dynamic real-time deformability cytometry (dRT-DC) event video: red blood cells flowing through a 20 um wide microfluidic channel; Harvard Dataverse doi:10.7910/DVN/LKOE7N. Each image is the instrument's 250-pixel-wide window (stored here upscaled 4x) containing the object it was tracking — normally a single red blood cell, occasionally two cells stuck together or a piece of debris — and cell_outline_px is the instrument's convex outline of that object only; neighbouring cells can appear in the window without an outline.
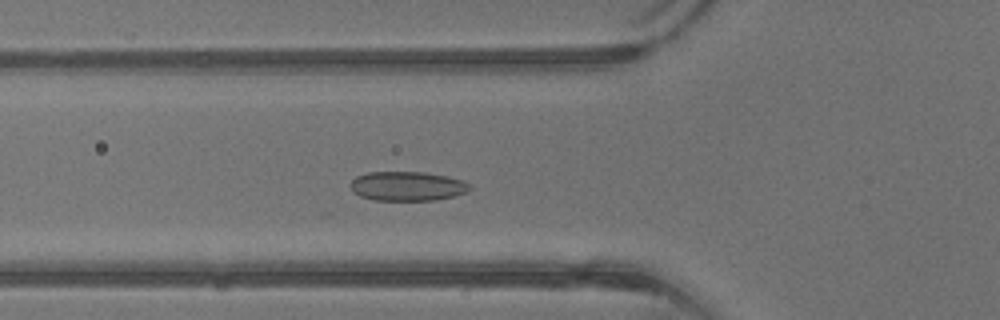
{"species": "common noctule bat (a hibernating species)", "species_latin": "Nyctalus noctula", "temperature_condition": "warm", "stored_images_in_passage": 41, "camera_frame_rate_fps": 3000, "um_per_image_px": 0.085, "animal": {"sex": "male", "body_mass_g": 13.3}, "frame": {"image": 1, "passage_image": 14, "time_ms": 4.333, "image_size_px": [1000, 320], "cell_outline_px": [[472, 188], [464, 192], [452, 196], [436, 200], [376, 200], [360, 196], [348, 184], [356, 176], [368, 172], [424, 172], [448, 176], [464, 180], [472, 184]], "centroid_in_image_um": [34.65, 15.81], "position_along_channel_um": 91.2, "area_um2": 20.4}}
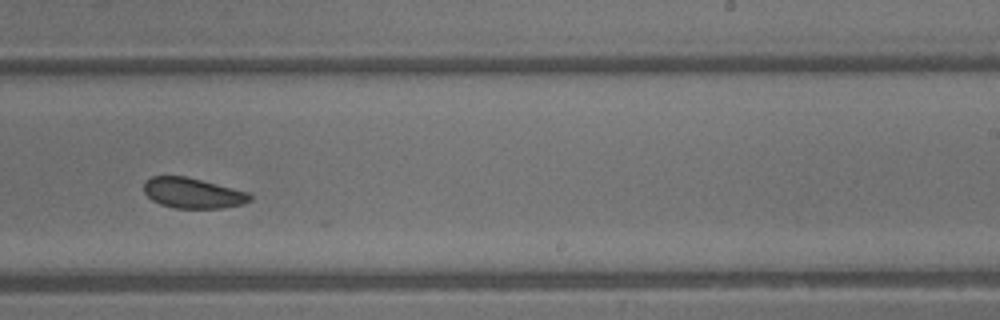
{"frame": {"image": 2, "passage_image": 25, "time_ms": 8.0, "image_size_px": [1000, 320], "cell_outline_px": [[252, 200], [244, 204], [224, 208], [176, 208], [160, 204], [152, 200], [144, 192], [144, 180], [152, 176], [184, 176], [248, 192], [252, 196]], "centroid_in_image_um": [16.38, 16.42], "position_along_channel_um": 272.6, "area_um2": 18.73}}
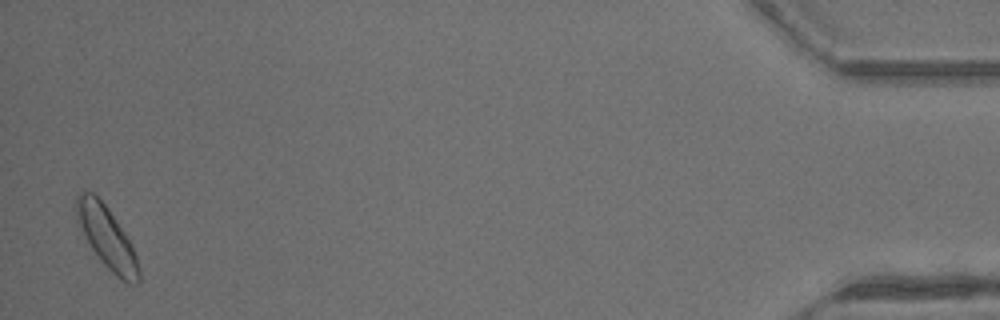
{"frame": {"image": 3, "passage_image": 40, "time_ms": 13.0, "image_size_px": [1000, 320], "cell_outline_px": [[140, 280], [136, 284], [128, 284], [116, 276], [104, 264], [92, 248], [72, 208], [76, 192], [92, 192], [104, 204], [116, 220], [132, 244], [136, 256], [140, 272]], "centroid_in_image_um": [9.07, 20.16], "position_along_channel_um": 426.1, "area_um2": 22.2}, "authors_computed_cell_mechanics": {"area_um2": 20.3456, "velocity_mm_per_s": 4.9545, "shape_relaxation_time_tau1_ms": 1.544, "shape_relaxation_time_tau2_ms": 1.0159, "deformation_change_tau1": 0.0438, "deformation_change_tau2": 0.0675}}